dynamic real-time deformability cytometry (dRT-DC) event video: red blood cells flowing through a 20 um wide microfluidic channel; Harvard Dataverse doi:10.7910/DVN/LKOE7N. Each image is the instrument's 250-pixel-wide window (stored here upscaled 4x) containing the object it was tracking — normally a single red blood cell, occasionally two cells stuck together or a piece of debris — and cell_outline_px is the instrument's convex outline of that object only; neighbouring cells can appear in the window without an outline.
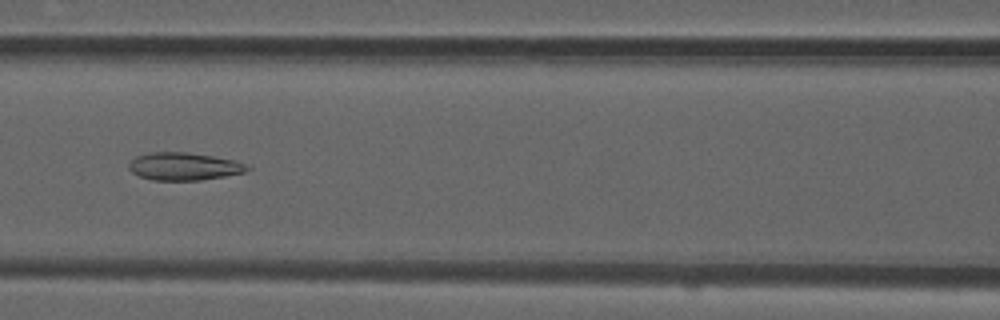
{"species": "common noctule bat (a hibernating species)", "species_latin": "Nyctalus noctula", "temperature_condition": "room temperature", "stored_images_in_passage": 52, "camera_frame_rate_fps": 3000, "um_per_image_px": 0.085, "animal": {"sex": "male", "forearm_length_mm": 52.5}, "frame": {"image": 1, "passage_image": 23, "time_ms": 7.333, "image_size_px": [1000, 320], "cell_outline_px": [[252, 168], [244, 172], [224, 176], [200, 180], [152, 180], [140, 176], [132, 172], [128, 168], [128, 164], [136, 156], [152, 152], [188, 152], [236, 160]], "centroid_in_image_um": [15.63, 14.14], "position_along_channel_um": 151.0, "area_um2": 19.02}}
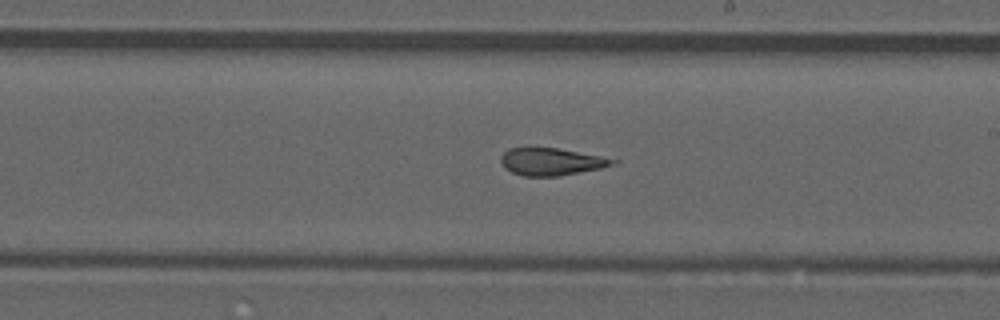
{"frame": {"image": 2, "passage_image": 30, "time_ms": 9.667, "image_size_px": [1000, 320], "cell_outline_px": [[620, 160], [616, 164], [600, 168], [556, 176], [524, 176], [512, 172], [504, 168], [500, 160], [500, 156], [508, 148], [556, 148], [600, 156]], "centroid_in_image_um": [46.84, 13.74], "position_along_channel_um": 242.2, "area_um2": 17.63}}
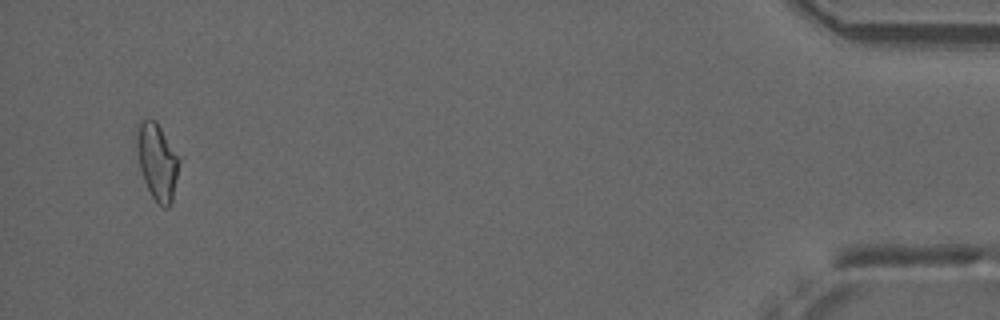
{"frame": {"image": 3, "passage_image": 50, "time_ms": 16.333, "image_size_px": [1000, 320], "cell_outline_px": [[184, 156], [172, 200], [168, 208], [164, 208], [152, 196], [144, 180], [140, 168], [136, 148], [136, 136], [140, 120], [156, 120]], "centroid_in_image_um": [13.46, 13.68], "position_along_channel_um": 421.7, "area_um2": 19.83}, "authors_computed_cell_mechanics": {"area_um2": 19.5942, "velocity_mm_per_s": 3.9245, "shape_relaxation_time_tau1_ms": null, "shape_relaxation_time_tau2_ms": 2.5791, "deformation_change_tau1": null, "deformation_change_tau2": 0.127}}